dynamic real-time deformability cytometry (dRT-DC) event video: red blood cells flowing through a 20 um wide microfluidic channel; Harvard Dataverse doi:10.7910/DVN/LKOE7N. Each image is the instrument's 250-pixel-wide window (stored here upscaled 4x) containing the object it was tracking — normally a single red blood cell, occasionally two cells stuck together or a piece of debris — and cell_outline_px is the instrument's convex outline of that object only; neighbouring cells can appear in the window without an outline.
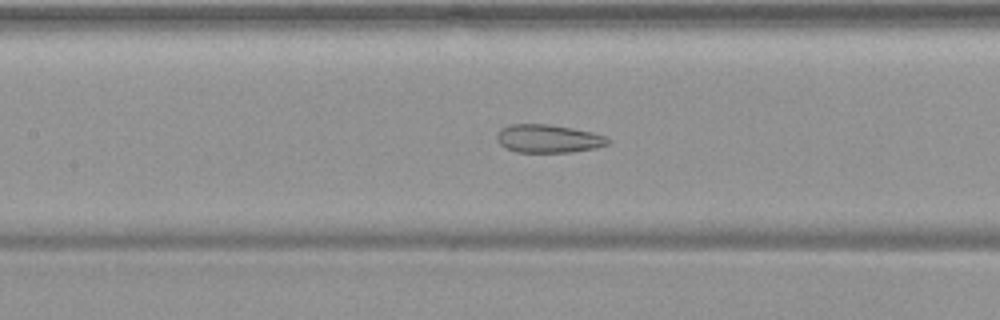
{"species": "common noctule bat (a hibernating species)", "species_latin": "Nyctalus noctula", "temperature_condition": "warm", "stored_images_in_passage": 56, "camera_frame_rate_fps": 3000, "um_per_image_px": 0.085, "animal": {"sex": "female", "body_mass_g": 19.9}, "frame": {"image": 1, "passage_image": 26, "time_ms": 8.333, "image_size_px": [1000, 320], "cell_outline_px": [[608, 144], [596, 148], [572, 152], [516, 152], [504, 148], [496, 140], [496, 132], [500, 128], [508, 124], [548, 124], [572, 128], [592, 132], [604, 136], [608, 140]], "centroid_in_image_um": [46.53, 11.78], "position_along_channel_um": 160.9, "area_um2": 18.38}}
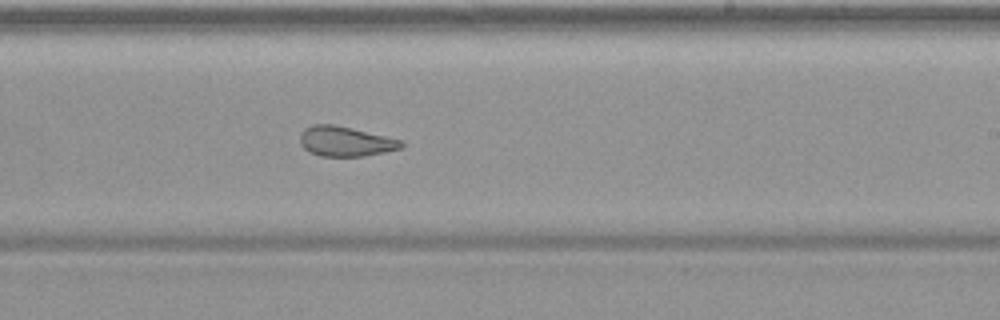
{"frame": {"image": 2, "passage_image": 34, "time_ms": 11.0, "image_size_px": [1000, 320], "cell_outline_px": [[404, 148], [364, 156], [320, 156], [308, 152], [300, 144], [300, 132], [304, 128], [312, 124], [332, 124], [352, 128], [404, 140]], "centroid_in_image_um": [29.37, 12.01], "position_along_channel_um": 259.6, "area_um2": 17.92}}
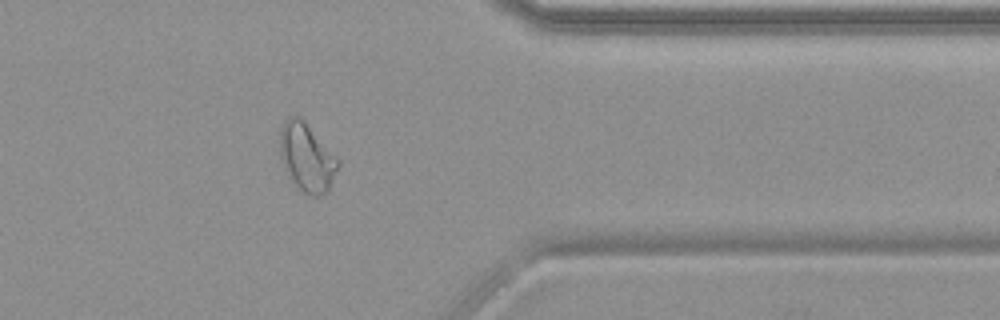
{"frame": {"image": 3, "passage_image": 45, "time_ms": 14.667, "image_size_px": [1000, 320], "cell_outline_px": [[340, 164], [328, 192], [320, 196], [308, 196], [288, 176], [284, 168], [280, 156], [280, 128], [284, 120], [288, 116], [300, 116], [304, 120], [340, 160]], "centroid_in_image_um": [26.08, 13.37], "position_along_channel_um": 385.3, "area_um2": 23.29}, "authors_computed_cell_mechanics": {"area_um2": 24.1026, "velocity_mm_per_s": 3.7244, "shape_relaxation_time_tau1_ms": null, "shape_relaxation_time_tau2_ms": 2.0068, "deformation_change_tau1": null, "deformation_change_tau2": 0.0958}}